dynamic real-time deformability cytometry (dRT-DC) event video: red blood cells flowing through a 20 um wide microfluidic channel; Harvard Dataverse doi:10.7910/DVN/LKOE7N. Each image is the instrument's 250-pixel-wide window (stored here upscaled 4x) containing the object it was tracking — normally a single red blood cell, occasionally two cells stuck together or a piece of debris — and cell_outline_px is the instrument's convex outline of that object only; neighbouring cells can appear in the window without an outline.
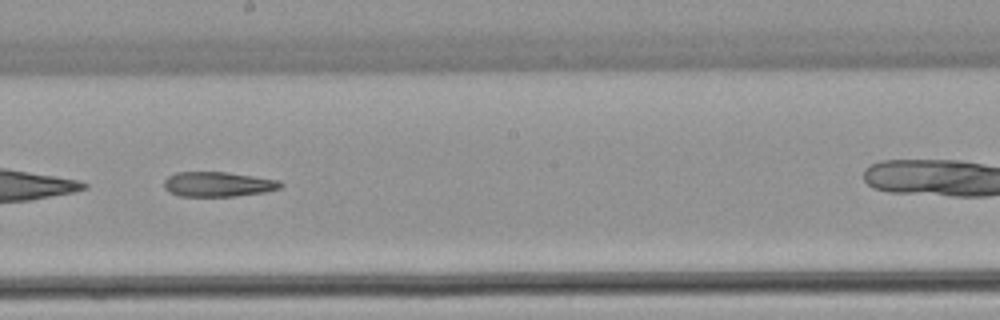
{"species": "common noctule bat (a hibernating species)", "species_latin": "Nyctalus noctula", "temperature_condition": "warm", "stored_images_in_passage": 36, "camera_frame_rate_fps": 3000, "um_per_image_px": 0.085, "animal": {"sex": "female", "body_mass_g": 22.7, "forearm_length_mm": 54.2}, "frame": {"image": 1, "passage_image": 16, "time_ms": 5.0, "image_size_px": [1000, 320], "cell_outline_px": [[284, 184], [280, 188], [264, 192], [236, 196], [180, 196], [168, 192], [164, 188], [164, 180], [168, 176], [176, 172], [228, 172], [280, 180]], "centroid_in_image_um": [18.53, 15.65], "position_along_channel_um": 229.7, "area_um2": 16.99}}